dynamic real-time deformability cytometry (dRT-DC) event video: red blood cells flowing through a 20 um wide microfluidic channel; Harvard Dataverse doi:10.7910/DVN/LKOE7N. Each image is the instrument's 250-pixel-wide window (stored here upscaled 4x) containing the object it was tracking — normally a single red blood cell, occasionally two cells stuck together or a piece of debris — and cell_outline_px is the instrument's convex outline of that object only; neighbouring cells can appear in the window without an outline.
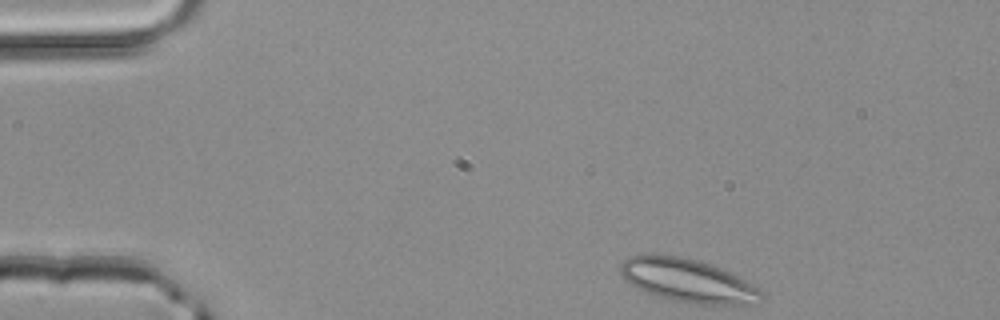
{"species": "common noctule bat (a hibernating species)", "species_latin": "Nyctalus noctula", "temperature_condition": "room temperature", "stored_images_in_passage": 4, "camera_frame_rate_fps": 3000, "um_per_image_px": 0.085, "animal": {"sex": "male", "body_mass_g": 20.4}, "frame": {"image": 1, "passage_image": 1, "time_ms": 0.0, "image_size_px": [1000, 320], "cell_outline_px": [[764, 296], [760, 304], [696, 304], [672, 300], [648, 292], [632, 284], [620, 272], [620, 264], [628, 256], [680, 256], [696, 260], [720, 268], [760, 288], [764, 292]], "centroid_in_image_um": [58.55, 23.88], "position_along_channel_um": 26.5, "area_um2": 34.8}}